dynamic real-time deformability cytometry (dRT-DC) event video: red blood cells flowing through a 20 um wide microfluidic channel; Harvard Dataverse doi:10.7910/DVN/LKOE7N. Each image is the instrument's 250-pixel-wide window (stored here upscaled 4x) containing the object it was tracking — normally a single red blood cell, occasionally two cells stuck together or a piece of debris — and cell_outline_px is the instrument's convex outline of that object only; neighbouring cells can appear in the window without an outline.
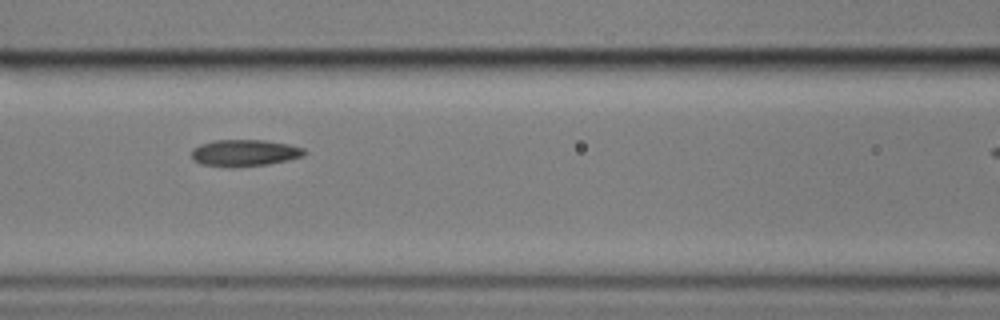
{"species": "common noctule bat (a hibernating species)", "species_latin": "Nyctalus noctula", "temperature_condition": "cold", "stored_images_in_passage": 8, "camera_frame_rate_fps": 3000, "um_per_image_px": 0.085, "animal": {"sex": "male", "body_mass_g": 17.9}, "frame": {"image": 1, "passage_image": 6, "time_ms": 5.667, "image_size_px": [1000, 320], "cell_outline_px": [[308, 152], [304, 156], [288, 160], [268, 164], [232, 168], [228, 168], [200, 164], [192, 160], [192, 148], [200, 144], [216, 140], [264, 140], [288, 144], [304, 148]], "centroid_in_image_um": [20.78, 13.01], "position_along_channel_um": 145.8, "area_um2": 17.86}}
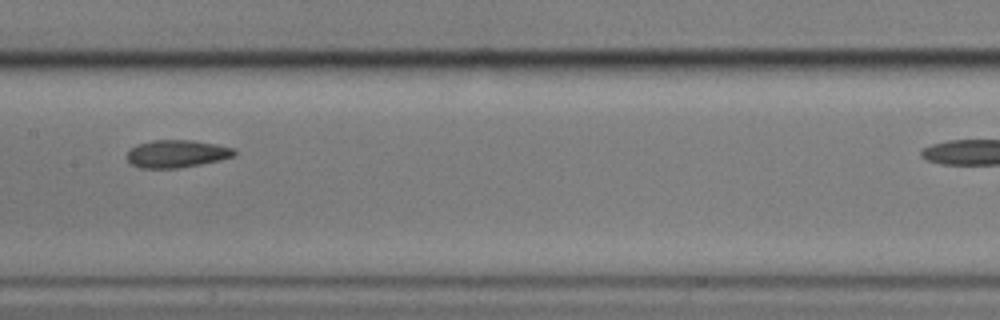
{"frame": {"image": 2, "passage_image": 7, "time_ms": 7.0, "image_size_px": [1000, 320], "cell_outline_px": [[236, 156], [220, 160], [180, 168], [140, 168], [132, 164], [124, 156], [136, 144], [152, 140], [192, 140], [216, 144], [236, 148]], "centroid_in_image_um": [15.03, 13.06], "position_along_channel_um": 192.4, "area_um2": 17.46}}